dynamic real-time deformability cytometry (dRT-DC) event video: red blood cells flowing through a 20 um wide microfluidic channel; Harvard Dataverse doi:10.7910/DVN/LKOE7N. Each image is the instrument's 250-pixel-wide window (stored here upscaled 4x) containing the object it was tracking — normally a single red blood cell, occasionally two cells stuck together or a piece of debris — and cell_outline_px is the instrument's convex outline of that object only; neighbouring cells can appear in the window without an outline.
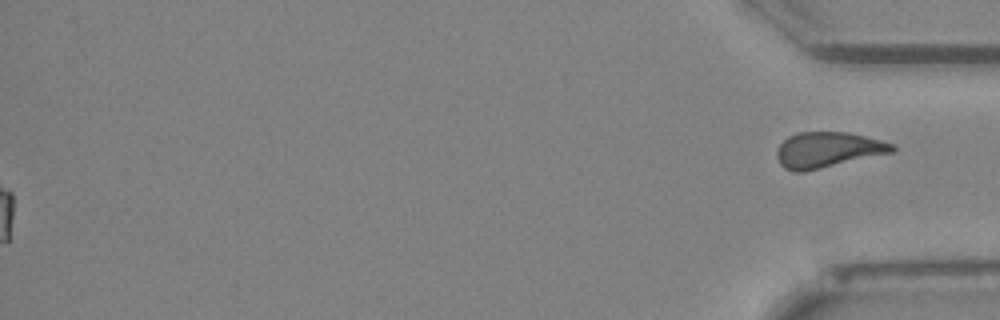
{"species": "Egyptian fruit bat (a non-hibernating species)", "species_latin": "Rousettus aegyptiacus", "temperature_condition": "cold", "stored_images_in_passage": 52, "segment_of_instrument_passage": [2, 2], "camera_frame_rate_fps": 3000, "um_per_image_px": 0.085, "animal": {"sex": "female"}, "frame": {"image": 1, "passage_image": 52, "time_ms": 17.0, "image_size_px": [1000, 320], "cell_outline_px": [[896, 152], [804, 172], [792, 172], [784, 168], [780, 164], [776, 156], [776, 152], [780, 144], [788, 136], [800, 132], [848, 132], [896, 144]], "centroid_in_image_um": [70.38, 12.75], "position_along_channel_um": 364.8, "area_um2": 24.22}}